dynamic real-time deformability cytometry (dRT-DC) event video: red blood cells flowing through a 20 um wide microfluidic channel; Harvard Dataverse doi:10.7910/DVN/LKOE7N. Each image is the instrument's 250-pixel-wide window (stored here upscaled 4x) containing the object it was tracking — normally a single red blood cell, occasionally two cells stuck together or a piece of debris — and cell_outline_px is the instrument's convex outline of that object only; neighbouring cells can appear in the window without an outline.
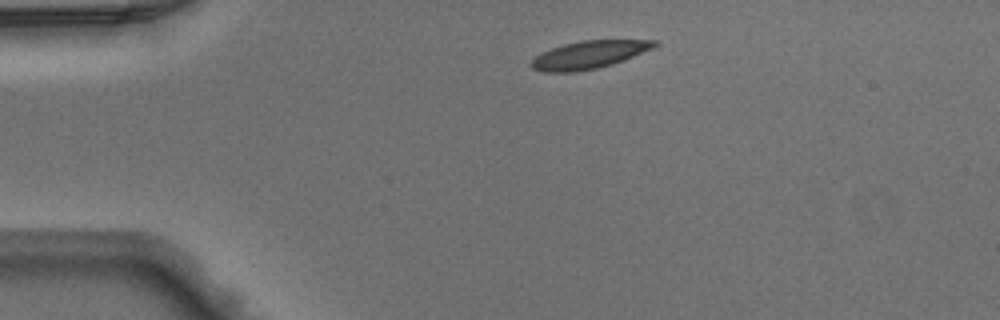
{"species": "Egyptian fruit bat (a non-hibernating species)", "species_latin": "Rousettus aegyptiacus", "temperature_condition": "warm", "stored_images_in_passage": 39, "camera_frame_rate_fps": 3000, "um_per_image_px": 0.085, "animal": {"sex": "male"}, "frame": {"image": 1, "passage_image": 1, "time_ms": 0.0, "image_size_px": [1000, 320], "cell_outline_px": [[656, 44], [652, 48], [624, 60], [612, 64], [596, 68], [572, 72], [544, 72], [532, 68], [528, 64], [536, 56], [552, 48], [564, 44], [580, 40], [656, 40]], "centroid_in_image_um": [50.02, 4.65], "position_along_channel_um": 35.0, "area_um2": 19.65}}
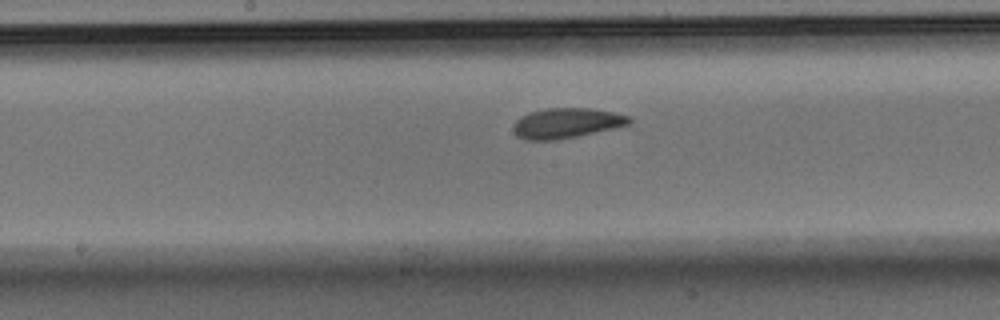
{"frame": {"image": 2, "passage_image": 16, "time_ms": 5.0, "image_size_px": [1000, 320], "cell_outline_px": [[632, 120], [628, 124], [612, 128], [576, 136], [556, 140], [524, 140], [516, 136], [512, 128], [512, 124], [520, 116], [532, 112], [548, 108], [592, 108], [612, 112], [628, 116]], "centroid_in_image_um": [48.08, 10.46], "position_along_channel_um": 200.1, "area_um2": 20.17}}
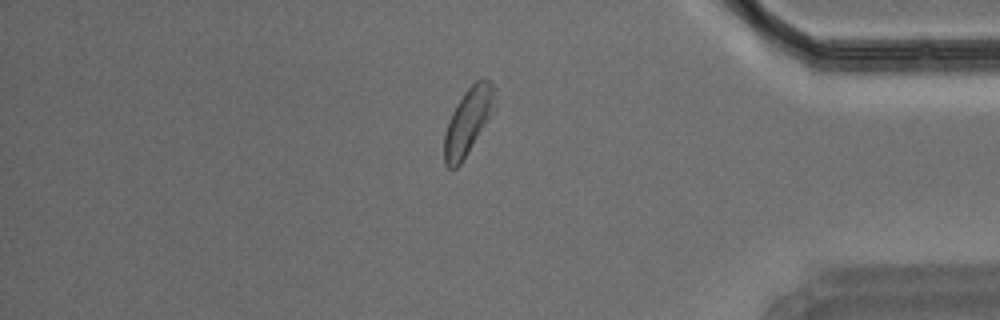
{"frame": {"image": 3, "passage_image": 32, "time_ms": 10.333, "image_size_px": [1000, 320], "cell_outline_px": [[496, 88], [492, 112], [460, 164], [456, 168], [448, 168], [444, 164], [444, 132], [448, 120], [456, 104], [464, 92], [476, 80], [488, 80]], "centroid_in_image_um": [39.74, 10.3], "position_along_channel_um": 395.5, "area_um2": 19.07}}